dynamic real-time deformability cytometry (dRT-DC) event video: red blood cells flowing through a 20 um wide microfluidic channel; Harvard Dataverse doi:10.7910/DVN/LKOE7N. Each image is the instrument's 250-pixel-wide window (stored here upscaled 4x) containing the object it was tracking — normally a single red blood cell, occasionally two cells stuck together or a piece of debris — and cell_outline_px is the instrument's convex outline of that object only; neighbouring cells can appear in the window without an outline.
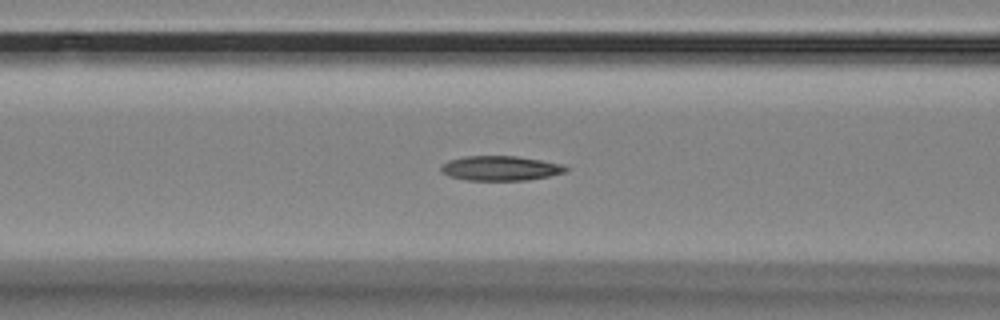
{"species": "Egyptian fruit bat (a non-hibernating species)", "species_latin": "Rousettus aegyptiacus", "temperature_condition": "room temperature", "stored_images_in_passage": 42, "camera_frame_rate_fps": 3000, "um_per_image_px": 0.085, "animal": {"sex": "female"}, "frame": {"image": 1, "passage_image": 16, "time_ms": 5.0, "image_size_px": [1000, 320], "cell_outline_px": [[568, 172], [528, 180], [464, 180], [448, 176], [440, 172], [440, 164], [448, 160], [464, 156], [516, 156], [540, 160], [560, 164], [568, 168]], "centroid_in_image_um": [42.47, 14.3], "position_along_channel_um": 124.1, "area_um2": 18.09}}
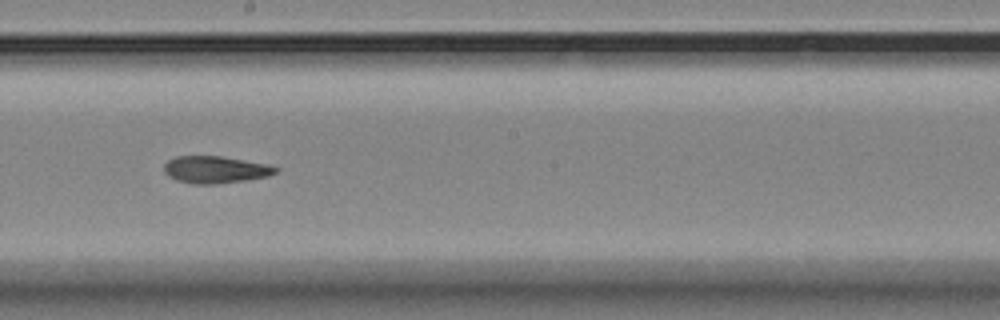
{"frame": {"image": 2, "passage_image": 25, "time_ms": 8.0, "image_size_px": [1000, 320], "cell_outline_px": [[280, 168], [276, 172], [268, 176], [244, 180], [216, 184], [192, 184], [176, 180], [168, 176], [164, 172], [164, 164], [168, 160], [176, 156], [220, 156], [268, 164]], "centroid_in_image_um": [18.28, 14.42], "position_along_channel_um": 229.9, "area_um2": 17.63}}
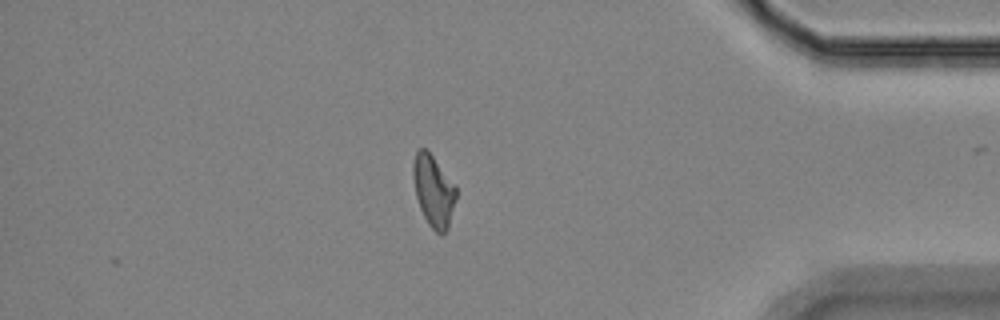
{"frame": {"image": 3, "passage_image": 42, "time_ms": 13.667, "image_size_px": [1000, 320], "cell_outline_px": [[456, 200], [448, 228], [440, 236], [428, 224], [420, 208], [416, 196], [412, 176], [412, 164], [416, 152], [420, 148], [424, 148], [432, 156], [456, 188]], "centroid_in_image_um": [36.83, 16.25], "position_along_channel_um": 398.4, "area_um2": 17.63}, "authors_computed_cell_mechanics": {"area_um2": 17.8024, "velocity_mm_per_s": 3.5205, "shape_relaxation_time_tau1_ms": null, "shape_relaxation_time_tau2_ms": 10.1805, "deformation_change_tau1": null, "deformation_change_tau2": 0.1867}}